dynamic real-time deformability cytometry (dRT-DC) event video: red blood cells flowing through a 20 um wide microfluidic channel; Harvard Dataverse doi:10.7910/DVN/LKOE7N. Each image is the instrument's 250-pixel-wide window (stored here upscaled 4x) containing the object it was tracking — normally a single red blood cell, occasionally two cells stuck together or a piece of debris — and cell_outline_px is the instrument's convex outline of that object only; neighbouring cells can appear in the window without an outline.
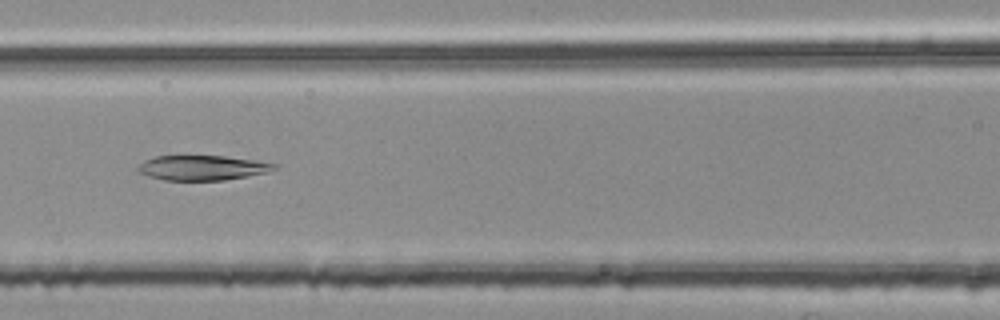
{"species": "common noctule bat (a hibernating species)", "species_latin": "Nyctalus noctula", "temperature_condition": "room temperature", "stored_images_in_passage": 43, "camera_frame_rate_fps": 3000, "um_per_image_px": 0.085, "animal": {"sex": "female", "body_mass_g": 25.1}, "frame": {"image": 1, "passage_image": 13, "time_ms": 4.0, "image_size_px": [1000, 320], "cell_outline_px": [[280, 164], [276, 168], [264, 172], [224, 180], [164, 180], [148, 176], [140, 172], [136, 168], [144, 160], [156, 156], [224, 156]], "centroid_in_image_um": [17.15, 14.25], "position_along_channel_um": 149.4, "area_um2": 19.42}}
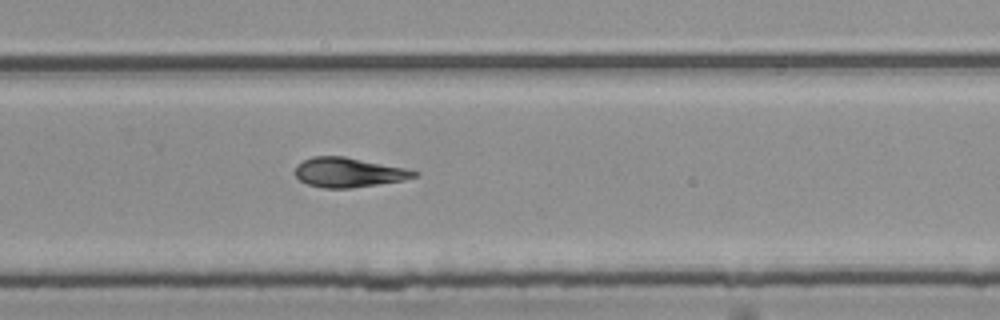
{"frame": {"image": 2, "passage_image": 25, "time_ms": 8.0, "image_size_px": [1000, 320], "cell_outline_px": [[420, 172], [416, 176], [404, 180], [352, 188], [324, 188], [308, 184], [300, 180], [296, 176], [296, 164], [312, 156], [344, 156], [404, 168]], "centroid_in_image_um": [29.61, 14.65], "position_along_channel_um": 300.2, "area_um2": 20.35}}
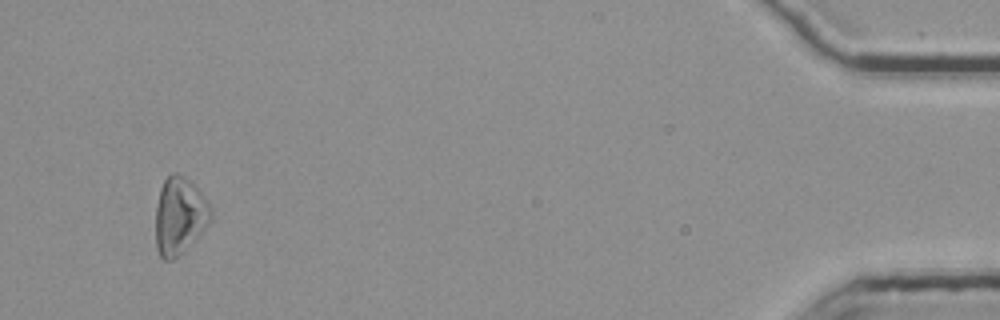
{"frame": {"image": 3, "passage_image": 41, "time_ms": 13.333, "image_size_px": [1000, 320], "cell_outline_px": [[212, 220], [172, 260], [164, 260], [160, 256], [156, 248], [156, 204], [160, 188], [164, 180], [172, 172], [176, 172], [184, 176], [204, 196], [212, 208]], "centroid_in_image_um": [15.24, 18.3], "position_along_channel_um": 420.0, "area_um2": 24.39}, "authors_computed_cell_mechanics": {"area_um2": 21.1548, "velocity_mm_per_s": 3.7887, "shape_relaxation_time_tau1_ms": null, "shape_relaxation_time_tau2_ms": 4.6676, "deformation_change_tau1": null, "deformation_change_tau2": 0.1096}}